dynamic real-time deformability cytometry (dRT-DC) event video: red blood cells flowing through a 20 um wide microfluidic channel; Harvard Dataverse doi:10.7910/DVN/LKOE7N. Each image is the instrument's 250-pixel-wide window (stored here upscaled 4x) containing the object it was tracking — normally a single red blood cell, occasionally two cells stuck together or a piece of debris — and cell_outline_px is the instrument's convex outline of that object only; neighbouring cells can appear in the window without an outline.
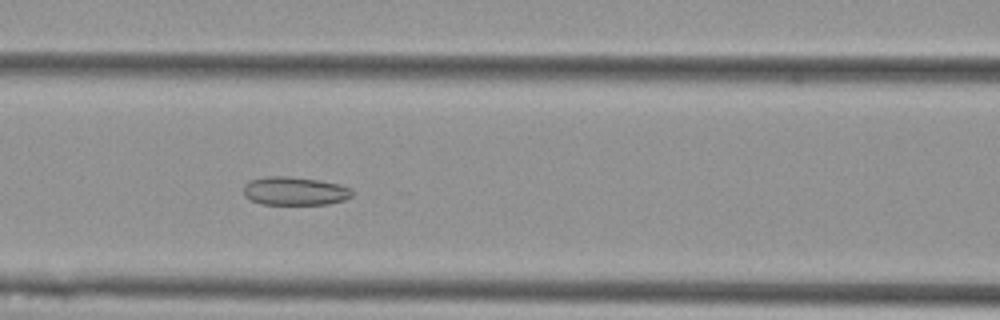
{"species": "Egyptian fruit bat (a non-hibernating species)", "species_latin": "Rousettus aegyptiacus", "temperature_condition": "cold", "stored_images_in_passage": 57, "camera_frame_rate_fps": 3000, "um_per_image_px": 0.085, "animal": {"sex": "female"}, "frame": {"image": 1, "passage_image": 25, "time_ms": 8.0, "image_size_px": [1000, 320], "cell_outline_px": [[352, 196], [344, 200], [328, 204], [260, 204], [244, 196], [244, 184], [252, 180], [264, 176], [288, 176], [320, 180], [352, 188]], "centroid_in_image_um": [25.05, 16.23], "position_along_channel_um": 141.6, "area_um2": 17.98}}
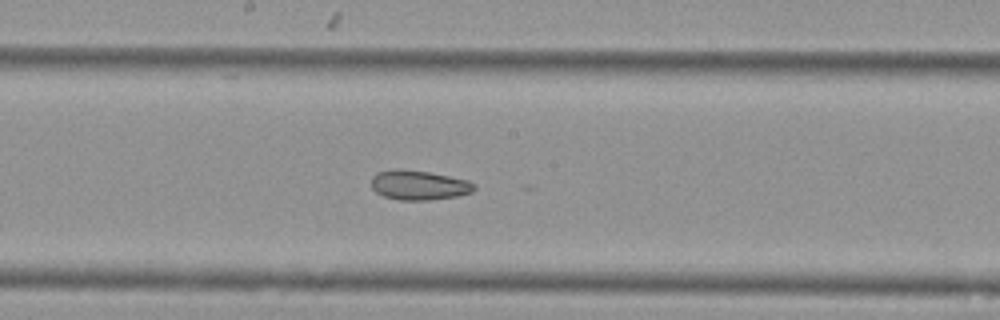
{"frame": {"image": 2, "passage_image": 31, "time_ms": 10.0, "image_size_px": [1000, 320], "cell_outline_px": [[476, 188], [472, 192], [456, 196], [428, 200], [400, 200], [384, 196], [376, 192], [372, 188], [372, 176], [376, 172], [392, 168], [400, 168], [428, 172], [468, 180], [476, 184]], "centroid_in_image_um": [35.59, 15.72], "position_along_channel_um": 212.6, "area_um2": 17.86}}
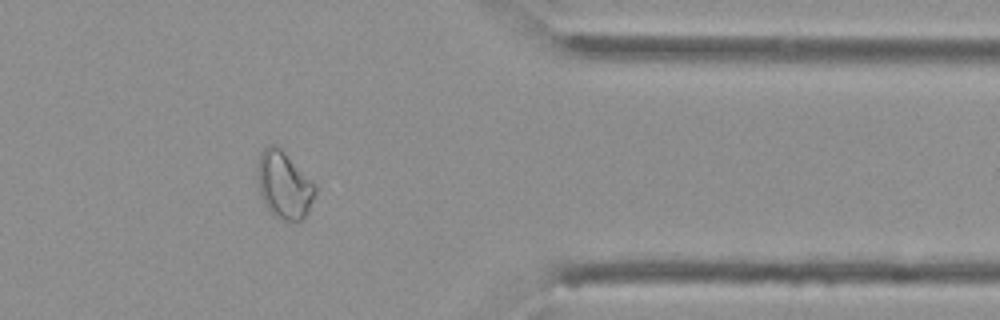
{"frame": {"image": 3, "passage_image": 47, "time_ms": 15.333, "image_size_px": [1000, 320], "cell_outline_px": [[316, 192], [308, 212], [300, 220], [284, 220], [272, 216], [260, 196], [256, 180], [256, 164], [260, 152], [268, 144], [276, 144], [316, 184]], "centroid_in_image_um": [24.1, 15.7], "position_along_channel_um": 387.3, "area_um2": 22.95}, "authors_computed_cell_mechanics": {"area_um2": 23.12, "velocity_mm_per_s": 3.5732, "shape_relaxation_time_tau1_ms": null, "shape_relaxation_time_tau2_ms": 3.5087, "deformation_change_tau1": null, "deformation_change_tau2": 0.0919}}